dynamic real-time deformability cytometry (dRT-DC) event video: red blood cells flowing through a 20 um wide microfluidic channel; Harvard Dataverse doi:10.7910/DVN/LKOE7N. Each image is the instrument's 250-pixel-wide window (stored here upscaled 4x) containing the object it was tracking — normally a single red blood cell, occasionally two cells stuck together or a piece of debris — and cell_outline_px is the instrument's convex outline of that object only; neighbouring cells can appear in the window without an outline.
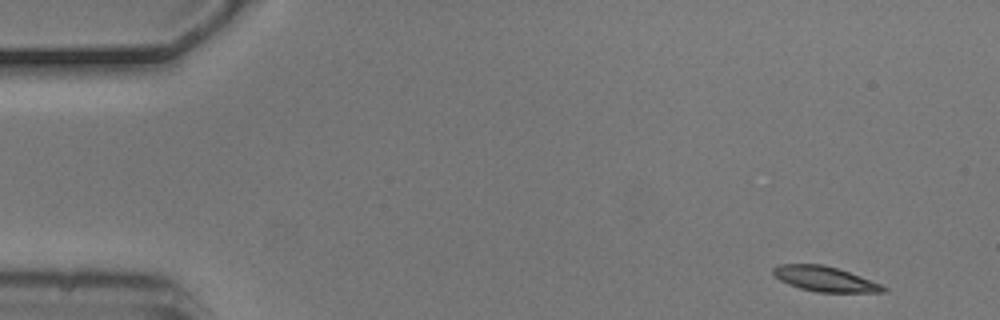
{"species": "common noctule bat (a hibernating species)", "species_latin": "Nyctalus noctula", "temperature_condition": "cold", "stored_images_in_passage": 4, "camera_frame_rate_fps": 3000, "um_per_image_px": 0.085, "animal": {"sex": "male", "body_mass_g": 20.5, "forearm_length_mm": 52.5}, "frame": {"image": 1, "passage_image": 1, "time_ms": 0.0, "image_size_px": [1000, 320], "cell_outline_px": [[888, 292], [816, 292], [800, 288], [788, 284], [780, 280], [772, 272], [772, 268], [780, 264], [824, 264], [860, 276], [880, 284], [888, 288]], "centroid_in_image_um": [70.11, 23.71], "position_along_channel_um": 14.9, "area_um2": 15.95}}